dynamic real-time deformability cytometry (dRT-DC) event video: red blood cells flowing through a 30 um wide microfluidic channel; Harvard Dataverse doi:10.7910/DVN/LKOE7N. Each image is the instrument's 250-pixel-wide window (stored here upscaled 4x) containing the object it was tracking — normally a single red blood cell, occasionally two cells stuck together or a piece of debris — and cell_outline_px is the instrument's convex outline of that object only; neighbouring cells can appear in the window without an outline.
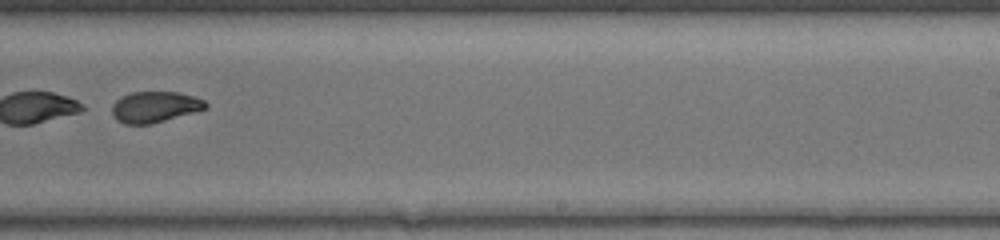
{"species": "common noctule bat (a hibernating species)", "species_latin": "Nyctalus noctula", "temperature_condition": "warm", "stored_images_in_passage": 39, "segment_of_instrument_passage": [2, 2], "camera_frame_rate_fps": 3000, "um_per_image_px": 0.085, "animal": {"sex": "female", "body_mass_g": 17.0, "forearm_length_mm": 48.0}, "frame": {"image": 1, "passage_image": 23, "time_ms": 7.333, "image_size_px": [1000, 240], "cell_outline_px": [[208, 104], [204, 108], [196, 112], [152, 124], [124, 124], [116, 120], [112, 116], [112, 104], [116, 100], [132, 92], [176, 92], [192, 96], [204, 100]], "centroid_in_image_um": [13.13, 9.1], "position_along_channel_um": 275.9, "area_um2": 16.88}}